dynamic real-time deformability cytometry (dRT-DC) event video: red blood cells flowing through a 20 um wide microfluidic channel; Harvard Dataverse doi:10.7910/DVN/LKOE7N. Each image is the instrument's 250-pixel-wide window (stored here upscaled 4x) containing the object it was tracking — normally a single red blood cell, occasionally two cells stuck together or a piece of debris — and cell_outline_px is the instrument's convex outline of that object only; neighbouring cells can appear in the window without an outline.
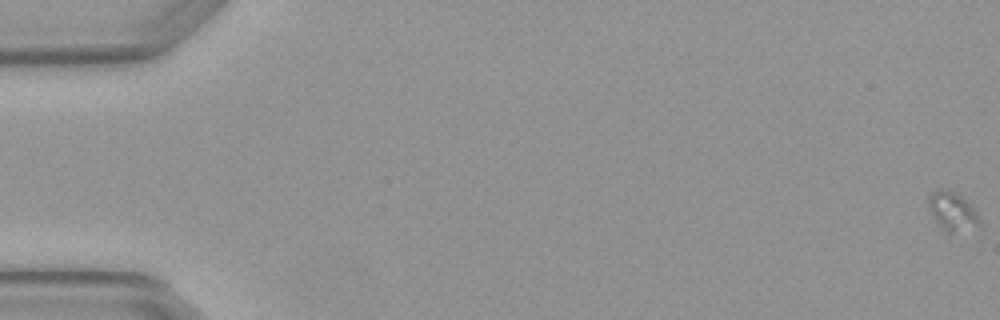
{"species": "Egyptian fruit bat (a non-hibernating species)", "species_latin": "Rousettus aegyptiacus", "temperature_condition": "warm", "stored_images_in_passage": 8, "camera_frame_rate_fps": 3000, "um_per_image_px": 0.085, "animal": {"sex": "female"}, "frame": {"image": 1, "passage_image": 1, "time_ms": 0.0, "image_size_px": [1000, 320], "cell_outline_px": [[980, 224], [948, 236], [940, 228], [932, 216], [928, 208], [928, 196], [932, 192], [940, 188], [944, 188], [960, 196], [976, 212]], "centroid_in_image_um": [80.87, 18.0], "position_along_channel_um": 4.1, "area_um2": 11.44}}
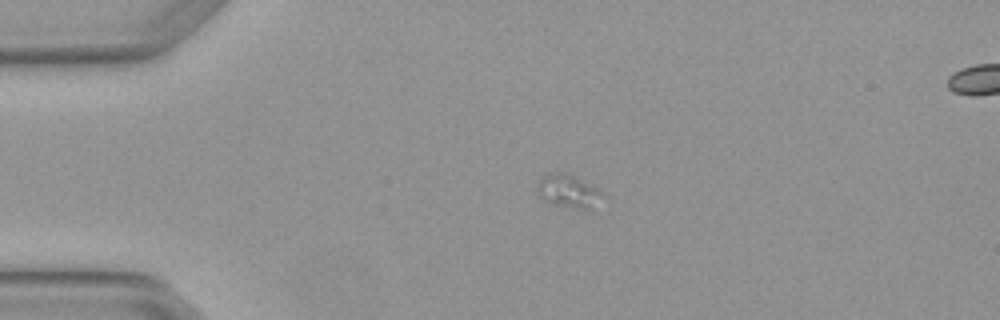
{"frame": {"image": 2, "passage_image": 5, "time_ms": 1.333, "image_size_px": [1000, 320], "cell_outline_px": [[604, 196], [592, 208], [580, 208], [556, 204], [544, 200], [536, 192], [536, 184], [540, 176], [548, 172], [564, 172], [576, 176], [596, 188]], "centroid_in_image_um": [48.23, 16.19], "position_along_channel_um": 36.8, "area_um2": 12.48}}